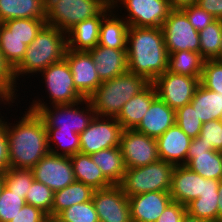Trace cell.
Listing matches in <instances>:
<instances>
[{
    "label": "cell",
    "mask_w": 222,
    "mask_h": 222,
    "mask_svg": "<svg viewBox=\"0 0 222 222\" xmlns=\"http://www.w3.org/2000/svg\"><path fill=\"white\" fill-rule=\"evenodd\" d=\"M26 110L16 124L8 122L5 117L10 168L32 169L49 153L43 119L36 112Z\"/></svg>",
    "instance_id": "6da1fadb"
},
{
    "label": "cell",
    "mask_w": 222,
    "mask_h": 222,
    "mask_svg": "<svg viewBox=\"0 0 222 222\" xmlns=\"http://www.w3.org/2000/svg\"><path fill=\"white\" fill-rule=\"evenodd\" d=\"M126 52L128 71L150 83L168 70L169 54L161 28L129 27Z\"/></svg>",
    "instance_id": "7a4b0ae2"
},
{
    "label": "cell",
    "mask_w": 222,
    "mask_h": 222,
    "mask_svg": "<svg viewBox=\"0 0 222 222\" xmlns=\"http://www.w3.org/2000/svg\"><path fill=\"white\" fill-rule=\"evenodd\" d=\"M67 49V33L45 25L27 47L21 63L14 69L16 81L22 76H40L38 74L49 65L62 60Z\"/></svg>",
    "instance_id": "3957f363"
},
{
    "label": "cell",
    "mask_w": 222,
    "mask_h": 222,
    "mask_svg": "<svg viewBox=\"0 0 222 222\" xmlns=\"http://www.w3.org/2000/svg\"><path fill=\"white\" fill-rule=\"evenodd\" d=\"M149 83L143 76L127 71L102 82L88 99L97 116L116 118L123 105Z\"/></svg>",
    "instance_id": "277c9868"
},
{
    "label": "cell",
    "mask_w": 222,
    "mask_h": 222,
    "mask_svg": "<svg viewBox=\"0 0 222 222\" xmlns=\"http://www.w3.org/2000/svg\"><path fill=\"white\" fill-rule=\"evenodd\" d=\"M112 10L110 0H46V25L67 33L79 22L105 17Z\"/></svg>",
    "instance_id": "5b68a950"
},
{
    "label": "cell",
    "mask_w": 222,
    "mask_h": 222,
    "mask_svg": "<svg viewBox=\"0 0 222 222\" xmlns=\"http://www.w3.org/2000/svg\"><path fill=\"white\" fill-rule=\"evenodd\" d=\"M45 83L46 97H49V103L45 99L32 100L28 105L29 110L38 112L42 107L50 105L74 104L85 97L75 88L72 72L66 59L49 65L45 70L40 72ZM47 89V90H46Z\"/></svg>",
    "instance_id": "8992f818"
},
{
    "label": "cell",
    "mask_w": 222,
    "mask_h": 222,
    "mask_svg": "<svg viewBox=\"0 0 222 222\" xmlns=\"http://www.w3.org/2000/svg\"><path fill=\"white\" fill-rule=\"evenodd\" d=\"M175 165L161 159L146 166L126 169L119 184L127 197L153 191H170Z\"/></svg>",
    "instance_id": "52a82bcc"
},
{
    "label": "cell",
    "mask_w": 222,
    "mask_h": 222,
    "mask_svg": "<svg viewBox=\"0 0 222 222\" xmlns=\"http://www.w3.org/2000/svg\"><path fill=\"white\" fill-rule=\"evenodd\" d=\"M37 114L43 119L46 128L73 131L76 134L82 133L96 116L93 105L88 98L74 104L45 106Z\"/></svg>",
    "instance_id": "ba28073f"
},
{
    "label": "cell",
    "mask_w": 222,
    "mask_h": 222,
    "mask_svg": "<svg viewBox=\"0 0 222 222\" xmlns=\"http://www.w3.org/2000/svg\"><path fill=\"white\" fill-rule=\"evenodd\" d=\"M110 3L116 13L123 6L127 15L122 18L129 27L161 28L172 10L168 0H110Z\"/></svg>",
    "instance_id": "9c48e42d"
},
{
    "label": "cell",
    "mask_w": 222,
    "mask_h": 222,
    "mask_svg": "<svg viewBox=\"0 0 222 222\" xmlns=\"http://www.w3.org/2000/svg\"><path fill=\"white\" fill-rule=\"evenodd\" d=\"M161 29L169 55L182 50L200 53L199 32L181 9H172Z\"/></svg>",
    "instance_id": "30bf717a"
},
{
    "label": "cell",
    "mask_w": 222,
    "mask_h": 222,
    "mask_svg": "<svg viewBox=\"0 0 222 222\" xmlns=\"http://www.w3.org/2000/svg\"><path fill=\"white\" fill-rule=\"evenodd\" d=\"M123 128L116 118L95 116L80 133V152L94 154L102 149L119 147Z\"/></svg>",
    "instance_id": "8fae6325"
},
{
    "label": "cell",
    "mask_w": 222,
    "mask_h": 222,
    "mask_svg": "<svg viewBox=\"0 0 222 222\" xmlns=\"http://www.w3.org/2000/svg\"><path fill=\"white\" fill-rule=\"evenodd\" d=\"M200 79L166 70L152 83L157 91V96L176 111L191 102L200 84Z\"/></svg>",
    "instance_id": "7c38bea8"
},
{
    "label": "cell",
    "mask_w": 222,
    "mask_h": 222,
    "mask_svg": "<svg viewBox=\"0 0 222 222\" xmlns=\"http://www.w3.org/2000/svg\"><path fill=\"white\" fill-rule=\"evenodd\" d=\"M119 147L126 169L146 166L160 159L156 139L135 129L122 131Z\"/></svg>",
    "instance_id": "4fadbf2b"
},
{
    "label": "cell",
    "mask_w": 222,
    "mask_h": 222,
    "mask_svg": "<svg viewBox=\"0 0 222 222\" xmlns=\"http://www.w3.org/2000/svg\"><path fill=\"white\" fill-rule=\"evenodd\" d=\"M34 179L48 186L53 192L75 182L69 156L48 153L33 168Z\"/></svg>",
    "instance_id": "5bb4252c"
},
{
    "label": "cell",
    "mask_w": 222,
    "mask_h": 222,
    "mask_svg": "<svg viewBox=\"0 0 222 222\" xmlns=\"http://www.w3.org/2000/svg\"><path fill=\"white\" fill-rule=\"evenodd\" d=\"M92 201L99 222H132L128 197L120 185L95 190Z\"/></svg>",
    "instance_id": "9a60e30c"
},
{
    "label": "cell",
    "mask_w": 222,
    "mask_h": 222,
    "mask_svg": "<svg viewBox=\"0 0 222 222\" xmlns=\"http://www.w3.org/2000/svg\"><path fill=\"white\" fill-rule=\"evenodd\" d=\"M185 166L203 178L222 180V151L208 146L199 136L192 138Z\"/></svg>",
    "instance_id": "2e32d148"
},
{
    "label": "cell",
    "mask_w": 222,
    "mask_h": 222,
    "mask_svg": "<svg viewBox=\"0 0 222 222\" xmlns=\"http://www.w3.org/2000/svg\"><path fill=\"white\" fill-rule=\"evenodd\" d=\"M64 58L70 66L75 88L85 98H89L102 83L91 54L88 51L67 49Z\"/></svg>",
    "instance_id": "e0dca14e"
},
{
    "label": "cell",
    "mask_w": 222,
    "mask_h": 222,
    "mask_svg": "<svg viewBox=\"0 0 222 222\" xmlns=\"http://www.w3.org/2000/svg\"><path fill=\"white\" fill-rule=\"evenodd\" d=\"M170 191H153L128 197L132 222H156L172 202Z\"/></svg>",
    "instance_id": "ac0fdd59"
},
{
    "label": "cell",
    "mask_w": 222,
    "mask_h": 222,
    "mask_svg": "<svg viewBox=\"0 0 222 222\" xmlns=\"http://www.w3.org/2000/svg\"><path fill=\"white\" fill-rule=\"evenodd\" d=\"M205 178L185 165L175 166L172 174L170 195L174 202L186 206L204 193Z\"/></svg>",
    "instance_id": "d6986e66"
},
{
    "label": "cell",
    "mask_w": 222,
    "mask_h": 222,
    "mask_svg": "<svg viewBox=\"0 0 222 222\" xmlns=\"http://www.w3.org/2000/svg\"><path fill=\"white\" fill-rule=\"evenodd\" d=\"M159 158L175 166L186 164V157L192 138L176 124L156 139Z\"/></svg>",
    "instance_id": "ffe728a7"
},
{
    "label": "cell",
    "mask_w": 222,
    "mask_h": 222,
    "mask_svg": "<svg viewBox=\"0 0 222 222\" xmlns=\"http://www.w3.org/2000/svg\"><path fill=\"white\" fill-rule=\"evenodd\" d=\"M88 52L93 58L101 82L111 80L128 71L126 49H114L97 45Z\"/></svg>",
    "instance_id": "44dd1931"
},
{
    "label": "cell",
    "mask_w": 222,
    "mask_h": 222,
    "mask_svg": "<svg viewBox=\"0 0 222 222\" xmlns=\"http://www.w3.org/2000/svg\"><path fill=\"white\" fill-rule=\"evenodd\" d=\"M175 124L176 111L157 96L135 130L157 139Z\"/></svg>",
    "instance_id": "7402d4cb"
},
{
    "label": "cell",
    "mask_w": 222,
    "mask_h": 222,
    "mask_svg": "<svg viewBox=\"0 0 222 222\" xmlns=\"http://www.w3.org/2000/svg\"><path fill=\"white\" fill-rule=\"evenodd\" d=\"M156 97L157 91L155 86L153 83H149L141 92L124 104L119 115L116 117L123 130L135 129Z\"/></svg>",
    "instance_id": "603a6c76"
},
{
    "label": "cell",
    "mask_w": 222,
    "mask_h": 222,
    "mask_svg": "<svg viewBox=\"0 0 222 222\" xmlns=\"http://www.w3.org/2000/svg\"><path fill=\"white\" fill-rule=\"evenodd\" d=\"M104 17H91L67 32V47L74 51H89L99 43L100 24Z\"/></svg>",
    "instance_id": "cb8c5ba5"
},
{
    "label": "cell",
    "mask_w": 222,
    "mask_h": 222,
    "mask_svg": "<svg viewBox=\"0 0 222 222\" xmlns=\"http://www.w3.org/2000/svg\"><path fill=\"white\" fill-rule=\"evenodd\" d=\"M124 14V15H123ZM112 9L101 21L99 32V46L114 49H126L128 23ZM119 15V16H118ZM118 16V17H117Z\"/></svg>",
    "instance_id": "d4e9b609"
},
{
    "label": "cell",
    "mask_w": 222,
    "mask_h": 222,
    "mask_svg": "<svg viewBox=\"0 0 222 222\" xmlns=\"http://www.w3.org/2000/svg\"><path fill=\"white\" fill-rule=\"evenodd\" d=\"M46 0H0V23L11 19H45Z\"/></svg>",
    "instance_id": "484cf974"
},
{
    "label": "cell",
    "mask_w": 222,
    "mask_h": 222,
    "mask_svg": "<svg viewBox=\"0 0 222 222\" xmlns=\"http://www.w3.org/2000/svg\"><path fill=\"white\" fill-rule=\"evenodd\" d=\"M76 181L91 186L94 190L113 185L98 168L90 155L78 152L70 156Z\"/></svg>",
    "instance_id": "4316f807"
},
{
    "label": "cell",
    "mask_w": 222,
    "mask_h": 222,
    "mask_svg": "<svg viewBox=\"0 0 222 222\" xmlns=\"http://www.w3.org/2000/svg\"><path fill=\"white\" fill-rule=\"evenodd\" d=\"M190 103L202 123L222 120L221 93L211 91L200 83Z\"/></svg>",
    "instance_id": "83f0119b"
},
{
    "label": "cell",
    "mask_w": 222,
    "mask_h": 222,
    "mask_svg": "<svg viewBox=\"0 0 222 222\" xmlns=\"http://www.w3.org/2000/svg\"><path fill=\"white\" fill-rule=\"evenodd\" d=\"M94 164L102 174L113 184L119 185L123 180L126 166L120 147L102 149L90 155Z\"/></svg>",
    "instance_id": "f1b7e54d"
},
{
    "label": "cell",
    "mask_w": 222,
    "mask_h": 222,
    "mask_svg": "<svg viewBox=\"0 0 222 222\" xmlns=\"http://www.w3.org/2000/svg\"><path fill=\"white\" fill-rule=\"evenodd\" d=\"M94 189L82 182L75 181L67 187L54 192L51 217H57L72 205L92 200Z\"/></svg>",
    "instance_id": "f546056e"
},
{
    "label": "cell",
    "mask_w": 222,
    "mask_h": 222,
    "mask_svg": "<svg viewBox=\"0 0 222 222\" xmlns=\"http://www.w3.org/2000/svg\"><path fill=\"white\" fill-rule=\"evenodd\" d=\"M45 25V19H11L0 23V36L16 37L29 46Z\"/></svg>",
    "instance_id": "4dcf8cb0"
},
{
    "label": "cell",
    "mask_w": 222,
    "mask_h": 222,
    "mask_svg": "<svg viewBox=\"0 0 222 222\" xmlns=\"http://www.w3.org/2000/svg\"><path fill=\"white\" fill-rule=\"evenodd\" d=\"M204 58L200 53L182 50L169 55L168 71L189 77L201 78Z\"/></svg>",
    "instance_id": "1f68e13d"
},
{
    "label": "cell",
    "mask_w": 222,
    "mask_h": 222,
    "mask_svg": "<svg viewBox=\"0 0 222 222\" xmlns=\"http://www.w3.org/2000/svg\"><path fill=\"white\" fill-rule=\"evenodd\" d=\"M46 130L50 153L70 157L80 152L79 134L73 131H58L56 128H46Z\"/></svg>",
    "instance_id": "d6a6232c"
},
{
    "label": "cell",
    "mask_w": 222,
    "mask_h": 222,
    "mask_svg": "<svg viewBox=\"0 0 222 222\" xmlns=\"http://www.w3.org/2000/svg\"><path fill=\"white\" fill-rule=\"evenodd\" d=\"M200 55L206 59H215L220 53L222 40V20L215 19L199 31Z\"/></svg>",
    "instance_id": "836d02e7"
},
{
    "label": "cell",
    "mask_w": 222,
    "mask_h": 222,
    "mask_svg": "<svg viewBox=\"0 0 222 222\" xmlns=\"http://www.w3.org/2000/svg\"><path fill=\"white\" fill-rule=\"evenodd\" d=\"M219 194L200 195L186 205V212L208 222H218Z\"/></svg>",
    "instance_id": "e575fe53"
},
{
    "label": "cell",
    "mask_w": 222,
    "mask_h": 222,
    "mask_svg": "<svg viewBox=\"0 0 222 222\" xmlns=\"http://www.w3.org/2000/svg\"><path fill=\"white\" fill-rule=\"evenodd\" d=\"M4 185L9 188L12 192L26 197V194L31 187L34 179L32 169H16L9 168L2 175Z\"/></svg>",
    "instance_id": "d590c367"
},
{
    "label": "cell",
    "mask_w": 222,
    "mask_h": 222,
    "mask_svg": "<svg viewBox=\"0 0 222 222\" xmlns=\"http://www.w3.org/2000/svg\"><path fill=\"white\" fill-rule=\"evenodd\" d=\"M54 192L45 184L33 181L31 187L25 197V202L28 205H32L41 209L48 216L51 217V208L53 205Z\"/></svg>",
    "instance_id": "8d00e7d4"
},
{
    "label": "cell",
    "mask_w": 222,
    "mask_h": 222,
    "mask_svg": "<svg viewBox=\"0 0 222 222\" xmlns=\"http://www.w3.org/2000/svg\"><path fill=\"white\" fill-rule=\"evenodd\" d=\"M58 222H99L92 200L63 210L57 217Z\"/></svg>",
    "instance_id": "74e56055"
},
{
    "label": "cell",
    "mask_w": 222,
    "mask_h": 222,
    "mask_svg": "<svg viewBox=\"0 0 222 222\" xmlns=\"http://www.w3.org/2000/svg\"><path fill=\"white\" fill-rule=\"evenodd\" d=\"M25 204L23 195L14 193L3 185L0 193V222H10Z\"/></svg>",
    "instance_id": "f35d334b"
},
{
    "label": "cell",
    "mask_w": 222,
    "mask_h": 222,
    "mask_svg": "<svg viewBox=\"0 0 222 222\" xmlns=\"http://www.w3.org/2000/svg\"><path fill=\"white\" fill-rule=\"evenodd\" d=\"M17 84L19 83L15 79L14 70L5 61L0 51V95L7 103H15V100L19 98Z\"/></svg>",
    "instance_id": "ab89813d"
},
{
    "label": "cell",
    "mask_w": 222,
    "mask_h": 222,
    "mask_svg": "<svg viewBox=\"0 0 222 222\" xmlns=\"http://www.w3.org/2000/svg\"><path fill=\"white\" fill-rule=\"evenodd\" d=\"M28 45L16 37L0 36V51L14 70L23 60Z\"/></svg>",
    "instance_id": "60d3db41"
},
{
    "label": "cell",
    "mask_w": 222,
    "mask_h": 222,
    "mask_svg": "<svg viewBox=\"0 0 222 222\" xmlns=\"http://www.w3.org/2000/svg\"><path fill=\"white\" fill-rule=\"evenodd\" d=\"M202 124L191 103L176 110V125L179 126L187 136L191 138L198 137Z\"/></svg>",
    "instance_id": "b9f144b4"
},
{
    "label": "cell",
    "mask_w": 222,
    "mask_h": 222,
    "mask_svg": "<svg viewBox=\"0 0 222 222\" xmlns=\"http://www.w3.org/2000/svg\"><path fill=\"white\" fill-rule=\"evenodd\" d=\"M200 83L205 88L222 94V62L216 59L204 60Z\"/></svg>",
    "instance_id": "7bdbcfd3"
},
{
    "label": "cell",
    "mask_w": 222,
    "mask_h": 222,
    "mask_svg": "<svg viewBox=\"0 0 222 222\" xmlns=\"http://www.w3.org/2000/svg\"><path fill=\"white\" fill-rule=\"evenodd\" d=\"M199 137L208 146L222 151V120H212L203 123Z\"/></svg>",
    "instance_id": "ee69618b"
},
{
    "label": "cell",
    "mask_w": 222,
    "mask_h": 222,
    "mask_svg": "<svg viewBox=\"0 0 222 222\" xmlns=\"http://www.w3.org/2000/svg\"><path fill=\"white\" fill-rule=\"evenodd\" d=\"M187 16L191 25L199 32L212 23L216 18L197 4L181 9Z\"/></svg>",
    "instance_id": "f6af8a7d"
},
{
    "label": "cell",
    "mask_w": 222,
    "mask_h": 222,
    "mask_svg": "<svg viewBox=\"0 0 222 222\" xmlns=\"http://www.w3.org/2000/svg\"><path fill=\"white\" fill-rule=\"evenodd\" d=\"M0 112V175H3L10 168L8 153V138L5 128V116Z\"/></svg>",
    "instance_id": "bcb514c9"
},
{
    "label": "cell",
    "mask_w": 222,
    "mask_h": 222,
    "mask_svg": "<svg viewBox=\"0 0 222 222\" xmlns=\"http://www.w3.org/2000/svg\"><path fill=\"white\" fill-rule=\"evenodd\" d=\"M48 215L41 209L25 204L10 222H42Z\"/></svg>",
    "instance_id": "7dc6e473"
},
{
    "label": "cell",
    "mask_w": 222,
    "mask_h": 222,
    "mask_svg": "<svg viewBox=\"0 0 222 222\" xmlns=\"http://www.w3.org/2000/svg\"><path fill=\"white\" fill-rule=\"evenodd\" d=\"M186 214V206L172 201L160 215L156 222H182Z\"/></svg>",
    "instance_id": "c3c4849f"
},
{
    "label": "cell",
    "mask_w": 222,
    "mask_h": 222,
    "mask_svg": "<svg viewBox=\"0 0 222 222\" xmlns=\"http://www.w3.org/2000/svg\"><path fill=\"white\" fill-rule=\"evenodd\" d=\"M196 4L216 19L222 20V0H197Z\"/></svg>",
    "instance_id": "681fc988"
},
{
    "label": "cell",
    "mask_w": 222,
    "mask_h": 222,
    "mask_svg": "<svg viewBox=\"0 0 222 222\" xmlns=\"http://www.w3.org/2000/svg\"><path fill=\"white\" fill-rule=\"evenodd\" d=\"M219 183L220 180L205 178V190L202 195L215 194V192H218Z\"/></svg>",
    "instance_id": "f907efd6"
},
{
    "label": "cell",
    "mask_w": 222,
    "mask_h": 222,
    "mask_svg": "<svg viewBox=\"0 0 222 222\" xmlns=\"http://www.w3.org/2000/svg\"><path fill=\"white\" fill-rule=\"evenodd\" d=\"M171 9H183L196 4L197 0H168Z\"/></svg>",
    "instance_id": "816d5d0a"
},
{
    "label": "cell",
    "mask_w": 222,
    "mask_h": 222,
    "mask_svg": "<svg viewBox=\"0 0 222 222\" xmlns=\"http://www.w3.org/2000/svg\"><path fill=\"white\" fill-rule=\"evenodd\" d=\"M218 194H219V201H218V222H222V180H220L218 186Z\"/></svg>",
    "instance_id": "f5cc1de1"
},
{
    "label": "cell",
    "mask_w": 222,
    "mask_h": 222,
    "mask_svg": "<svg viewBox=\"0 0 222 222\" xmlns=\"http://www.w3.org/2000/svg\"><path fill=\"white\" fill-rule=\"evenodd\" d=\"M182 222H208V221L194 217L186 212V214L183 216Z\"/></svg>",
    "instance_id": "db71d44e"
},
{
    "label": "cell",
    "mask_w": 222,
    "mask_h": 222,
    "mask_svg": "<svg viewBox=\"0 0 222 222\" xmlns=\"http://www.w3.org/2000/svg\"><path fill=\"white\" fill-rule=\"evenodd\" d=\"M42 222H58L56 217H46Z\"/></svg>",
    "instance_id": "11a10c76"
},
{
    "label": "cell",
    "mask_w": 222,
    "mask_h": 222,
    "mask_svg": "<svg viewBox=\"0 0 222 222\" xmlns=\"http://www.w3.org/2000/svg\"><path fill=\"white\" fill-rule=\"evenodd\" d=\"M215 59L222 62V40H221L220 53Z\"/></svg>",
    "instance_id": "9f6ffc18"
},
{
    "label": "cell",
    "mask_w": 222,
    "mask_h": 222,
    "mask_svg": "<svg viewBox=\"0 0 222 222\" xmlns=\"http://www.w3.org/2000/svg\"><path fill=\"white\" fill-rule=\"evenodd\" d=\"M3 102V103H2ZM0 104H3V105H8L9 107L11 106V103H7L5 101V99H3V97L0 95ZM1 112V111H0Z\"/></svg>",
    "instance_id": "6f0895ef"
},
{
    "label": "cell",
    "mask_w": 222,
    "mask_h": 222,
    "mask_svg": "<svg viewBox=\"0 0 222 222\" xmlns=\"http://www.w3.org/2000/svg\"><path fill=\"white\" fill-rule=\"evenodd\" d=\"M3 185H4V181H3L2 175H0V193L3 188Z\"/></svg>",
    "instance_id": "680465c9"
}]
</instances>
